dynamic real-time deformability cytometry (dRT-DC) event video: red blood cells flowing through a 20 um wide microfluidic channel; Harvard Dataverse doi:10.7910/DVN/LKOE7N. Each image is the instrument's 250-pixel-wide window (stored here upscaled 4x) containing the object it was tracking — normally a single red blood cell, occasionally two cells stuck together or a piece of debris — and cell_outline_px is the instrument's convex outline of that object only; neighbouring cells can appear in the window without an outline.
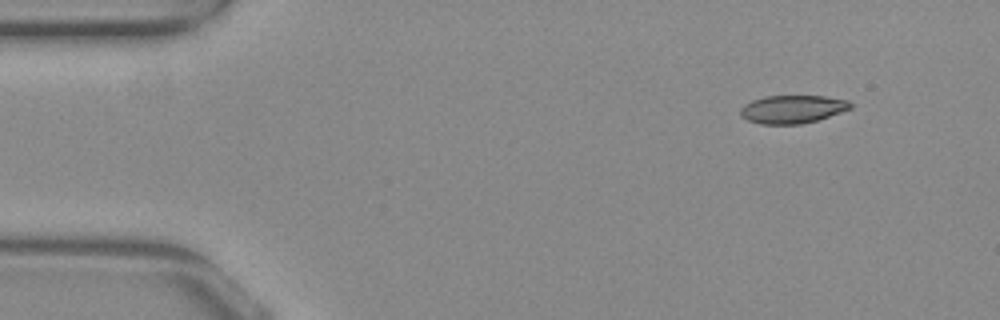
{"species": "common noctule bat (a hibernating species)", "species_latin": "Nyctalus noctula", "temperature_condition": "warm", "stored_images_in_passage": 48, "camera_frame_rate_fps": 3000, "um_per_image_px": 0.085, "animal": {"sex": "female", "body_mass_g": 29.2, "forearm_length_mm": 56.3}, "frame": {"image": 1, "passage_image": 1, "time_ms": 0.0, "image_size_px": [1000, 320], "cell_outline_px": [[852, 108], [816, 120], [800, 124], [760, 124], [748, 120], [740, 116], [740, 108], [744, 104], [752, 100], [764, 96], [824, 96], [848, 100], [852, 104]], "centroid_in_image_um": [67.32, 9.27], "position_along_channel_um": 17.7, "area_um2": 17.98}}
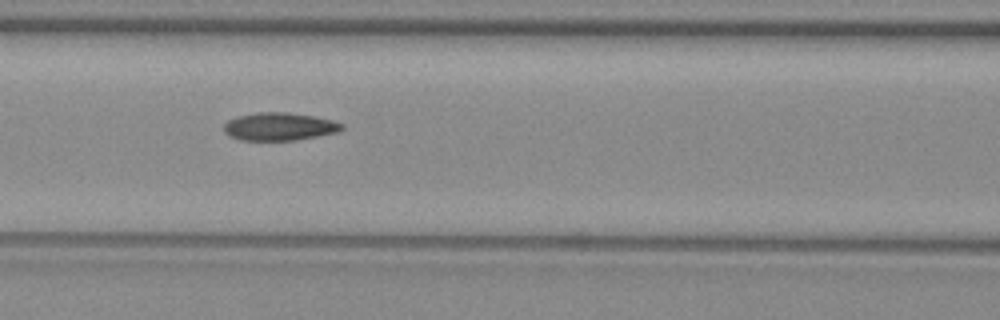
{"frame": {"image": 2, "passage_image": 18, "time_ms": 5.667, "image_size_px": [1000, 320], "cell_outline_px": [[344, 128], [336, 132], [296, 140], [240, 140], [228, 136], [224, 132], [224, 124], [228, 120], [236, 116], [256, 112], [288, 112], [312, 116], [332, 120], [344, 124]], "centroid_in_image_um": [23.7, 10.75], "position_along_channel_um": 142.9, "area_um2": 19.19}}
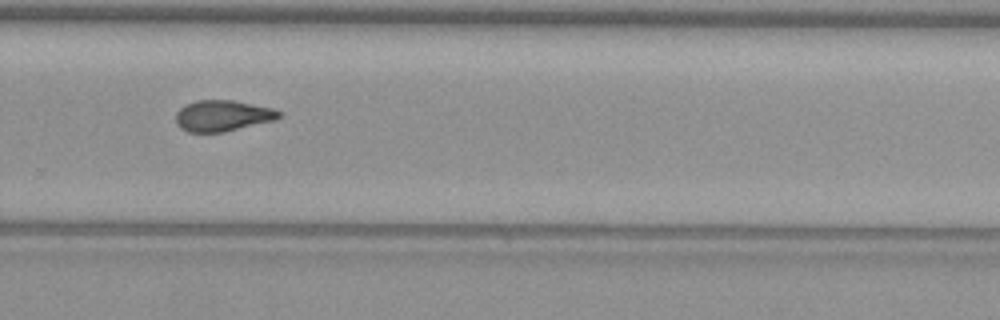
{"frame": {"image": 3, "passage_image": 31, "time_ms": 10.0, "image_size_px": [1000, 320], "cell_outline_px": [[280, 116], [276, 120], [224, 132], [188, 132], [180, 128], [176, 120], [176, 112], [184, 104], [196, 100], [232, 100], [272, 108], [280, 112]], "centroid_in_image_um": [18.9, 9.84], "position_along_channel_um": 310.9, "area_um2": 18.67}, "authors_computed_cell_mechanics": {"area_um2": 18.8428, "velocity_mm_per_s": 3.8921, "shape_relaxation_time_tau1_ms": null, "shape_relaxation_time_tau2_ms": 2.4943, "deformation_change_tau1": null, "deformation_change_tau2": 0.0901}}